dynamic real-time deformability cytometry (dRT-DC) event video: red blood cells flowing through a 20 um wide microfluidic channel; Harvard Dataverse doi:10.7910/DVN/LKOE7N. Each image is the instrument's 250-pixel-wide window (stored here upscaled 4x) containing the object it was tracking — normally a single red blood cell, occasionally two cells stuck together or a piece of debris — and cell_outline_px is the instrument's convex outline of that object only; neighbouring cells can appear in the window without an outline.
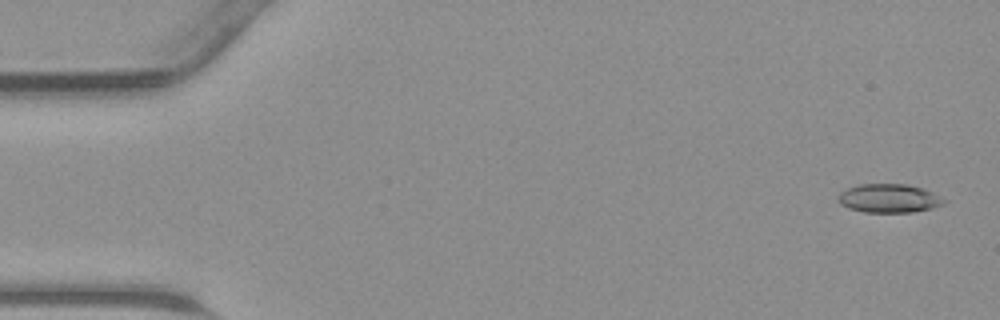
{"species": "common noctule bat (a hibernating species)", "species_latin": "Nyctalus noctula", "temperature_condition": "warm", "stored_images_in_passage": 45, "camera_frame_rate_fps": 3000, "um_per_image_px": 0.085, "animal": {"sex": "male", "body_mass_g": 23.1, "forearm_length_mm": 52.7}, "frame": {"image": 1, "passage_image": 2, "time_ms": 0.333, "image_size_px": [1000, 320], "cell_outline_px": [[948, 200], [944, 204], [932, 208], [912, 212], [864, 212], [848, 208], [840, 204], [836, 200], [840, 192], [848, 188], [860, 184], [908, 184], [924, 188]], "centroid_in_image_um": [75.57, 16.85], "position_along_channel_um": 9.4, "area_um2": 17.86}}
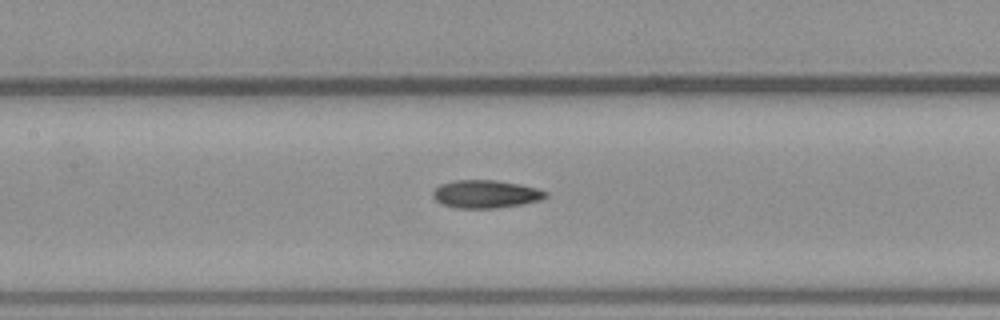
{"frame": {"image": 2, "passage_image": 21, "time_ms": 6.667, "image_size_px": [1000, 320], "cell_outline_px": [[548, 196], [540, 200], [520, 204], [496, 208], [456, 208], [440, 204], [432, 196], [432, 192], [440, 184], [456, 180], [496, 180], [520, 184], [536, 188], [548, 192]], "centroid_in_image_um": [41.26, 16.49], "position_along_channel_um": 166.1, "area_um2": 18.38}}
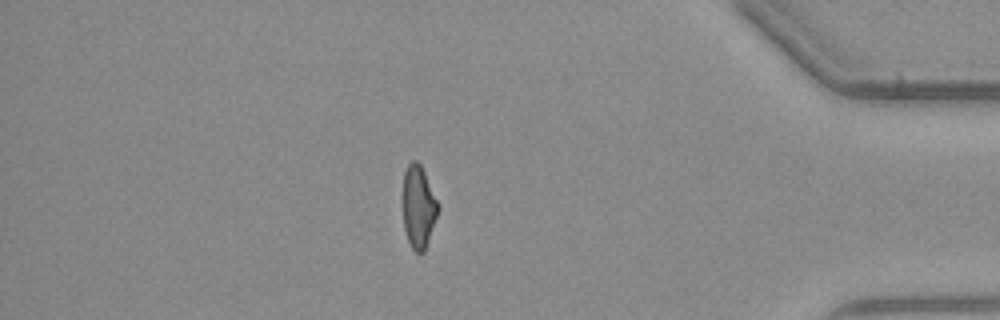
{"frame": {"image": 3, "passage_image": 39, "time_ms": 12.667, "image_size_px": [1000, 320], "cell_outline_px": [[440, 208], [424, 252], [416, 252], [412, 248], [408, 240], [404, 228], [404, 172], [408, 164], [412, 160], [416, 160], [420, 164], [440, 204]], "centroid_in_image_um": [35.6, 17.57], "position_along_channel_um": 399.6, "area_um2": 16.76}}